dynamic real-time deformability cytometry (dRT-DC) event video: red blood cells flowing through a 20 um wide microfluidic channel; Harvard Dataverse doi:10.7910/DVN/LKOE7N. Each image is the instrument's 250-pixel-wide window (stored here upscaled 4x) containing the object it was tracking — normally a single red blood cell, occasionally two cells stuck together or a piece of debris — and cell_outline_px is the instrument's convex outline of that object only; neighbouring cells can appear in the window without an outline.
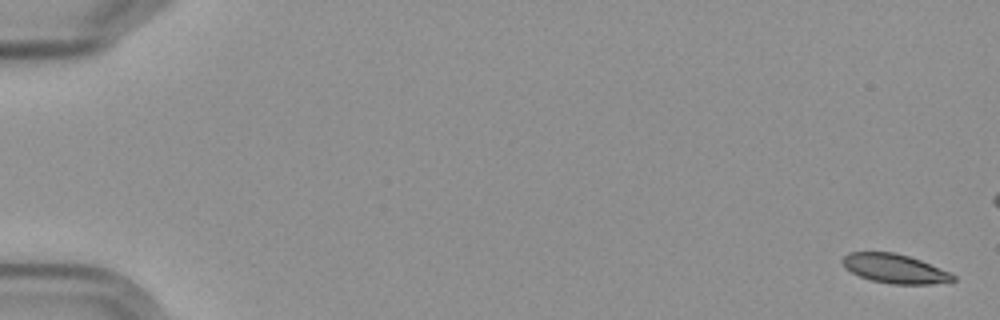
{"species": "Egyptian fruit bat (a non-hibernating species)", "species_latin": "Rousettus aegyptiacus", "temperature_condition": "cold", "stored_images_in_passage": 7, "camera_frame_rate_fps": 3000, "um_per_image_px": 0.085, "frame": {"image": 1, "passage_image": 1, "time_ms": 0.0, "image_size_px": [1000, 320], "cell_outline_px": [[956, 280], [928, 284], [892, 284], [872, 280], [860, 276], [844, 268], [840, 260], [848, 252], [892, 252], [908, 256], [920, 260], [952, 272], [956, 276]], "centroid_in_image_um": [76.05, 22.83], "position_along_channel_um": 9.0, "area_um2": 18.79}}